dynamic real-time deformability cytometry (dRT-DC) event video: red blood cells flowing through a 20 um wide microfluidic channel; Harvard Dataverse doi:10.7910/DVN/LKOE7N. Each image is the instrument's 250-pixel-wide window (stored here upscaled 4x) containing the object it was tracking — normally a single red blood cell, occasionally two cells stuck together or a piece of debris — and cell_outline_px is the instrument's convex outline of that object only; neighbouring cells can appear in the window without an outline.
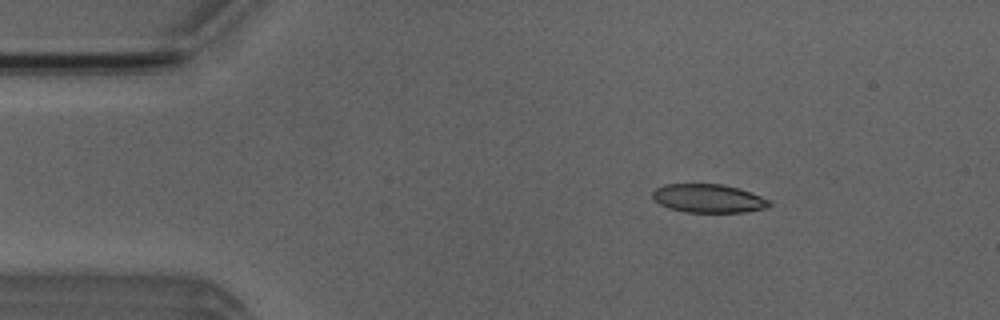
{"species": "Egyptian fruit bat (a non-hibernating species)", "species_latin": "Rousettus aegyptiacus", "temperature_condition": "room temperature", "stored_images_in_passage": 4, "camera_frame_rate_fps": 3000, "um_per_image_px": 0.085, "animal": {"sex": "male"}, "frame": {"image": 1, "passage_image": 1, "time_ms": 0.0, "image_size_px": [1000, 320], "cell_outline_px": [[772, 204], [764, 208], [744, 212], [684, 212], [668, 208], [660, 204], [652, 196], [652, 192], [656, 188], [664, 184], [724, 184], [740, 188], [760, 196], [768, 200]], "centroid_in_image_um": [60.19, 16.86], "position_along_channel_um": 24.8, "area_um2": 19.36}}